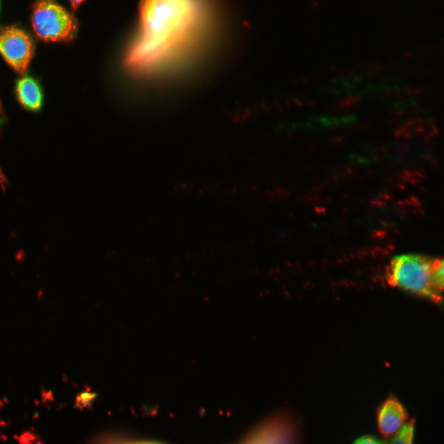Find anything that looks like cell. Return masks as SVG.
<instances>
[{
    "label": "cell",
    "instance_id": "15",
    "mask_svg": "<svg viewBox=\"0 0 444 444\" xmlns=\"http://www.w3.org/2000/svg\"><path fill=\"white\" fill-rule=\"evenodd\" d=\"M137 444H171L168 441H164L159 438L140 437Z\"/></svg>",
    "mask_w": 444,
    "mask_h": 444
},
{
    "label": "cell",
    "instance_id": "8",
    "mask_svg": "<svg viewBox=\"0 0 444 444\" xmlns=\"http://www.w3.org/2000/svg\"><path fill=\"white\" fill-rule=\"evenodd\" d=\"M280 417L264 419L255 424L237 441V444H298L293 425ZM290 424V425H289Z\"/></svg>",
    "mask_w": 444,
    "mask_h": 444
},
{
    "label": "cell",
    "instance_id": "9",
    "mask_svg": "<svg viewBox=\"0 0 444 444\" xmlns=\"http://www.w3.org/2000/svg\"><path fill=\"white\" fill-rule=\"evenodd\" d=\"M182 13L178 0H139L132 21L173 22L180 30Z\"/></svg>",
    "mask_w": 444,
    "mask_h": 444
},
{
    "label": "cell",
    "instance_id": "6",
    "mask_svg": "<svg viewBox=\"0 0 444 444\" xmlns=\"http://www.w3.org/2000/svg\"><path fill=\"white\" fill-rule=\"evenodd\" d=\"M407 408L394 393L379 403L376 410L378 436L382 441L410 432L415 428V419L409 418Z\"/></svg>",
    "mask_w": 444,
    "mask_h": 444
},
{
    "label": "cell",
    "instance_id": "17",
    "mask_svg": "<svg viewBox=\"0 0 444 444\" xmlns=\"http://www.w3.org/2000/svg\"><path fill=\"white\" fill-rule=\"evenodd\" d=\"M1 111H3V110H2V101L0 100V130H1V128L4 127L5 124L7 123V118H5V116H3V115L1 114Z\"/></svg>",
    "mask_w": 444,
    "mask_h": 444
},
{
    "label": "cell",
    "instance_id": "1",
    "mask_svg": "<svg viewBox=\"0 0 444 444\" xmlns=\"http://www.w3.org/2000/svg\"><path fill=\"white\" fill-rule=\"evenodd\" d=\"M126 25L108 50L107 79L117 95L136 106L152 99L164 103L171 96L190 93L205 78L210 82L207 75L212 71L181 36L146 35L131 23Z\"/></svg>",
    "mask_w": 444,
    "mask_h": 444
},
{
    "label": "cell",
    "instance_id": "5",
    "mask_svg": "<svg viewBox=\"0 0 444 444\" xmlns=\"http://www.w3.org/2000/svg\"><path fill=\"white\" fill-rule=\"evenodd\" d=\"M37 46L23 22L5 23L0 27V56L13 70L32 69Z\"/></svg>",
    "mask_w": 444,
    "mask_h": 444
},
{
    "label": "cell",
    "instance_id": "4",
    "mask_svg": "<svg viewBox=\"0 0 444 444\" xmlns=\"http://www.w3.org/2000/svg\"><path fill=\"white\" fill-rule=\"evenodd\" d=\"M31 28L24 26L37 46L42 42H71L77 38L80 20L58 0H34Z\"/></svg>",
    "mask_w": 444,
    "mask_h": 444
},
{
    "label": "cell",
    "instance_id": "11",
    "mask_svg": "<svg viewBox=\"0 0 444 444\" xmlns=\"http://www.w3.org/2000/svg\"><path fill=\"white\" fill-rule=\"evenodd\" d=\"M111 433V434H110ZM104 433L97 437L94 444H137L140 436L124 432Z\"/></svg>",
    "mask_w": 444,
    "mask_h": 444
},
{
    "label": "cell",
    "instance_id": "16",
    "mask_svg": "<svg viewBox=\"0 0 444 444\" xmlns=\"http://www.w3.org/2000/svg\"><path fill=\"white\" fill-rule=\"evenodd\" d=\"M70 2H71V10H70V12L73 14V15H75L74 14V12H75V10L76 9H78V7L83 3V2H85L86 0H69Z\"/></svg>",
    "mask_w": 444,
    "mask_h": 444
},
{
    "label": "cell",
    "instance_id": "14",
    "mask_svg": "<svg viewBox=\"0 0 444 444\" xmlns=\"http://www.w3.org/2000/svg\"><path fill=\"white\" fill-rule=\"evenodd\" d=\"M350 444H383V441L375 433L358 435Z\"/></svg>",
    "mask_w": 444,
    "mask_h": 444
},
{
    "label": "cell",
    "instance_id": "10",
    "mask_svg": "<svg viewBox=\"0 0 444 444\" xmlns=\"http://www.w3.org/2000/svg\"><path fill=\"white\" fill-rule=\"evenodd\" d=\"M139 32L152 36H180L179 28L173 22L131 21Z\"/></svg>",
    "mask_w": 444,
    "mask_h": 444
},
{
    "label": "cell",
    "instance_id": "12",
    "mask_svg": "<svg viewBox=\"0 0 444 444\" xmlns=\"http://www.w3.org/2000/svg\"><path fill=\"white\" fill-rule=\"evenodd\" d=\"M434 257V265H435V273H436V281L438 284L439 290V301L444 305V256L441 255H433Z\"/></svg>",
    "mask_w": 444,
    "mask_h": 444
},
{
    "label": "cell",
    "instance_id": "18",
    "mask_svg": "<svg viewBox=\"0 0 444 444\" xmlns=\"http://www.w3.org/2000/svg\"><path fill=\"white\" fill-rule=\"evenodd\" d=\"M3 9V0H0V18H1V14H2V10ZM4 23L0 21V27L3 25Z\"/></svg>",
    "mask_w": 444,
    "mask_h": 444
},
{
    "label": "cell",
    "instance_id": "7",
    "mask_svg": "<svg viewBox=\"0 0 444 444\" xmlns=\"http://www.w3.org/2000/svg\"><path fill=\"white\" fill-rule=\"evenodd\" d=\"M17 76L12 87L14 98L20 108L30 113L39 114L43 111L46 101L45 86L42 76L36 75L33 69L16 70Z\"/></svg>",
    "mask_w": 444,
    "mask_h": 444
},
{
    "label": "cell",
    "instance_id": "2",
    "mask_svg": "<svg viewBox=\"0 0 444 444\" xmlns=\"http://www.w3.org/2000/svg\"><path fill=\"white\" fill-rule=\"evenodd\" d=\"M182 9L180 36L212 71L227 58L234 20L226 0H178ZM228 51V52H227Z\"/></svg>",
    "mask_w": 444,
    "mask_h": 444
},
{
    "label": "cell",
    "instance_id": "13",
    "mask_svg": "<svg viewBox=\"0 0 444 444\" xmlns=\"http://www.w3.org/2000/svg\"><path fill=\"white\" fill-rule=\"evenodd\" d=\"M416 427L404 434L383 441V444H415Z\"/></svg>",
    "mask_w": 444,
    "mask_h": 444
},
{
    "label": "cell",
    "instance_id": "3",
    "mask_svg": "<svg viewBox=\"0 0 444 444\" xmlns=\"http://www.w3.org/2000/svg\"><path fill=\"white\" fill-rule=\"evenodd\" d=\"M379 276L404 294L432 301L444 309L439 301L433 255L421 252L393 254L384 276Z\"/></svg>",
    "mask_w": 444,
    "mask_h": 444
}]
</instances>
